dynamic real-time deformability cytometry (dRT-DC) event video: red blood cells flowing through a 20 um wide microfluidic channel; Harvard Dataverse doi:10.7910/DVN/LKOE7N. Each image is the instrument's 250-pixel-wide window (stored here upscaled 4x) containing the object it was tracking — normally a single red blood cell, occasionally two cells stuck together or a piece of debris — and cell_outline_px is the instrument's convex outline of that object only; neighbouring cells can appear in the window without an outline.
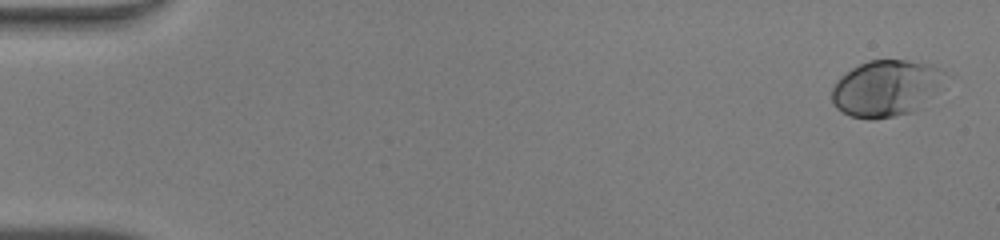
{"species": "human", "species_latin": "Homo sapiens", "temperature_condition": "warm", "stored_images_in_passage": 49, "camera_frame_rate_fps": 3000, "um_per_image_px": 0.085, "donor": {"sex": "male"}, "frame": {"image": 1, "passage_image": 2, "time_ms": 0.333, "image_size_px": [1000, 240], "cell_outline_px": [[944, 72], [916, 108], [912, 112], [892, 116], [868, 120], [852, 116], [836, 108], [832, 104], [832, 88], [836, 80], [840, 76], [852, 68], [868, 60], [908, 60], [936, 64]], "centroid_in_image_um": [75.15, 7.47], "position_along_channel_um": 9.8, "area_um2": 35.84}}
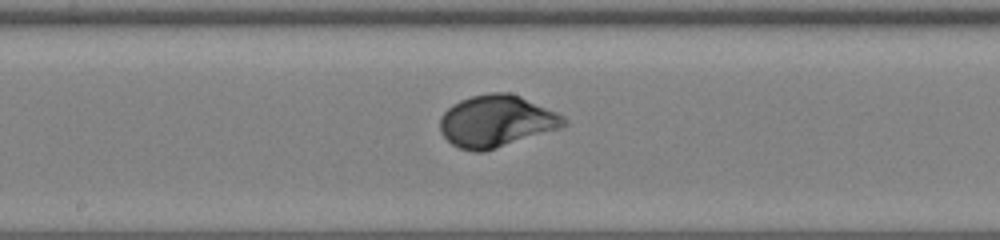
{"frame": {"image": 2, "passage_image": 27, "time_ms": 8.667, "image_size_px": [1000, 240], "cell_outline_px": [[568, 124], [560, 128], [484, 152], [472, 152], [460, 148], [452, 144], [440, 132], [440, 116], [452, 104], [460, 100], [472, 96], [492, 92], [508, 92], [520, 96], [556, 112], [564, 116], [568, 120]], "centroid_in_image_um": [42.18, 10.3], "position_along_channel_um": 206.0, "area_um2": 37.4}}
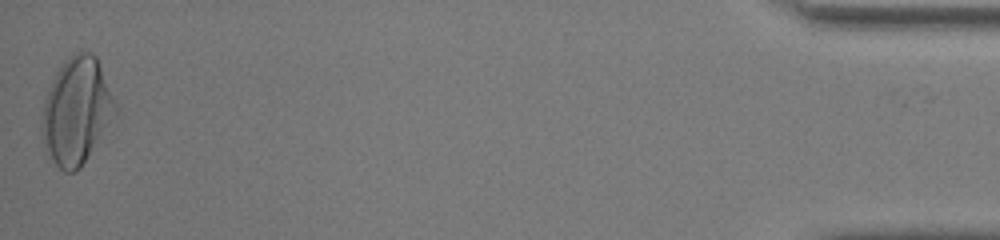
{"frame": {"image": 3, "passage_image": 49, "time_ms": 16.0, "image_size_px": [1000, 240], "cell_outline_px": [[120, 112], [80, 168], [76, 172], [64, 172], [48, 160], [44, 148], [40, 120], [44, 100], [52, 80], [56, 72], [68, 56], [76, 52], [92, 52], [96, 56], [120, 108]], "centroid_in_image_um": [6.53, 9.47], "position_along_channel_um": 428.7, "area_um2": 46.76}}